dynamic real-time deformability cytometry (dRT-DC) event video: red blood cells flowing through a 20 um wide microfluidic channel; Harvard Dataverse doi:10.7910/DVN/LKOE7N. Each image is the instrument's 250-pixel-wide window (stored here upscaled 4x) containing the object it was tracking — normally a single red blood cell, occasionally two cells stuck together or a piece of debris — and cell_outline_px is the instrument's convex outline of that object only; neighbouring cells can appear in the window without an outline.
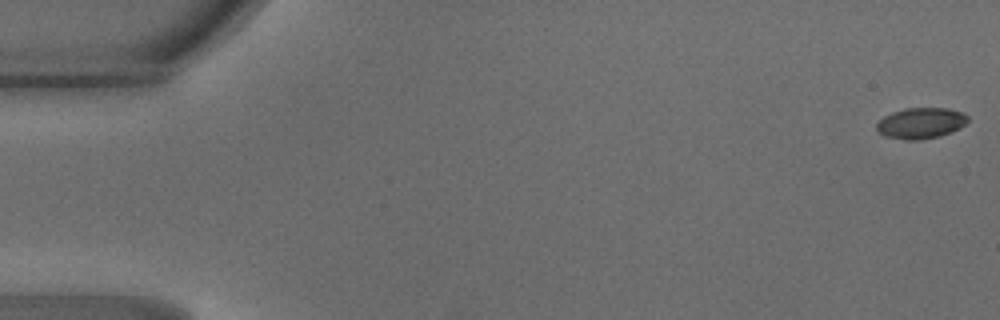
{"species": "common noctule bat (a hibernating species)", "species_latin": "Nyctalus noctula", "temperature_condition": "warm", "stored_images_in_passage": 11, "camera_frame_rate_fps": 3000, "um_per_image_px": 0.085, "animal": {"sex": "male", "body_mass_g": 18.8}, "frame": {"image": 1, "passage_image": 1, "time_ms": 0.0, "image_size_px": [1000, 320], "cell_outline_px": [[968, 120], [960, 128], [940, 136], [920, 140], [904, 140], [884, 136], [876, 128], [876, 124], [884, 116], [892, 112], [904, 108], [948, 108], [964, 112], [968, 116]], "centroid_in_image_um": [78.28, 10.46], "position_along_channel_um": 6.7, "area_um2": 16.53}}